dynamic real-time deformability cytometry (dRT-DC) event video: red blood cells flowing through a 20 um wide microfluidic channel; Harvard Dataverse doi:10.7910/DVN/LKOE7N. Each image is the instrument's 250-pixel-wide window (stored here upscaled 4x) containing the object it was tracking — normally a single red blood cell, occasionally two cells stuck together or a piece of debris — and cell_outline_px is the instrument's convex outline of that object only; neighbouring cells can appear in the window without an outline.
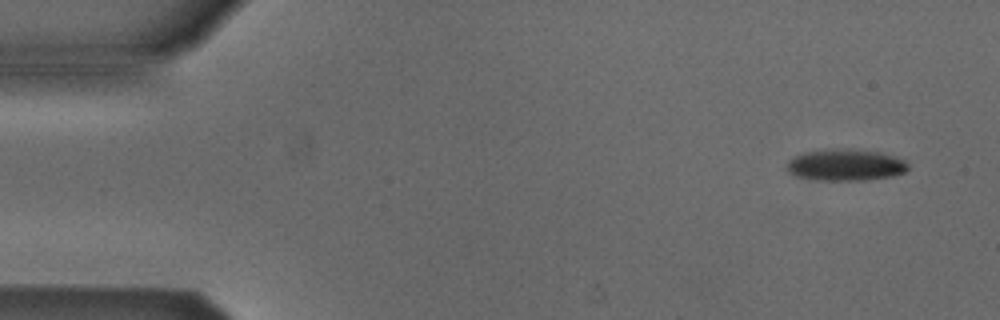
{"species": "Egyptian fruit bat (a non-hibernating species)", "species_latin": "Rousettus aegyptiacus", "temperature_condition": "cold", "stored_images_in_passage": 5, "camera_frame_rate_fps": 3000, "um_per_image_px": 0.085, "animal": {"sex": "male"}, "frame": {"image": 1, "passage_image": 2, "time_ms": 1.0, "image_size_px": [1000, 320], "cell_outline_px": [[908, 168], [904, 172], [892, 176], [864, 180], [820, 180], [796, 176], [788, 172], [788, 160], [804, 152], [832, 148], [848, 148], [880, 152], [904, 160], [908, 164]], "centroid_in_image_um": [71.87, 14.01], "position_along_channel_um": 13.1, "area_um2": 22.25}}